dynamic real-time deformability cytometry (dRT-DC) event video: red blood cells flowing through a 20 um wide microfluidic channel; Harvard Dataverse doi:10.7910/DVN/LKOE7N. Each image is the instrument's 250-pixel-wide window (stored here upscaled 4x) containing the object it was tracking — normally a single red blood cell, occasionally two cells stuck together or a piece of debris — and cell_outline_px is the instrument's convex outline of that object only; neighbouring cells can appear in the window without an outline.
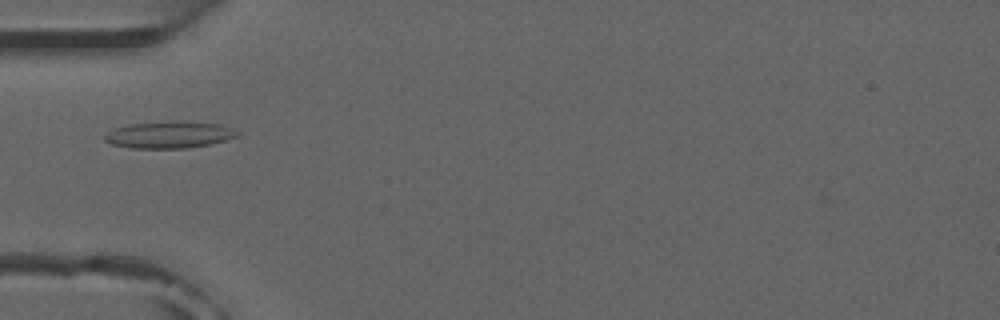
{"species": "common noctule bat (a hibernating species)", "species_latin": "Nyctalus noctula", "temperature_condition": "room temperature", "stored_images_in_passage": 6, "camera_frame_rate_fps": 3000, "um_per_image_px": 0.085, "animal": {"sex": "male", "forearm_length_mm": 52.5}, "frame": {"image": 1, "passage_image": 5, "time_ms": 4.667, "image_size_px": [1000, 320], "cell_outline_px": [[240, 132], [236, 136], [224, 140], [208, 144], [184, 148], [132, 148], [112, 144], [104, 140], [104, 136], [108, 132], [116, 128], [132, 124], [220, 124], [232, 128]], "centroid_in_image_um": [14.35, 11.51], "position_along_channel_um": 70.6, "area_um2": 19.25}}
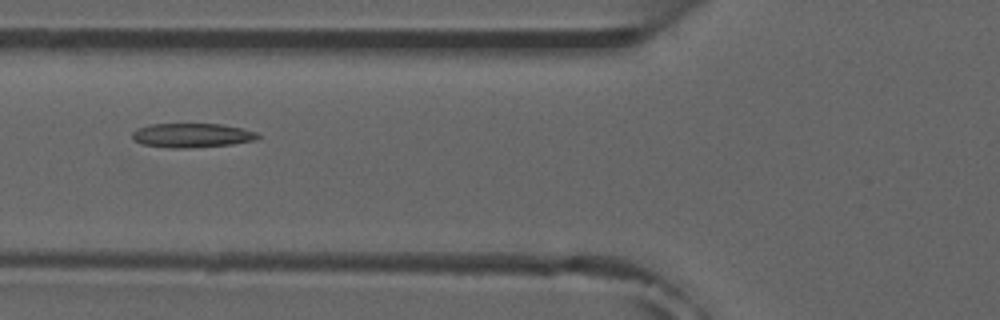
{"frame": {"image": 2, "passage_image": 6, "time_ms": 5.667, "image_size_px": [1000, 320], "cell_outline_px": [[260, 136], [256, 140], [232, 144], [188, 148], [168, 148], [140, 144], [132, 136], [132, 132], [136, 128], [148, 124], [220, 124], [240, 128], [256, 132]], "centroid_in_image_um": [16.27, 11.51], "position_along_channel_um": 109.5, "area_um2": 17.74}}